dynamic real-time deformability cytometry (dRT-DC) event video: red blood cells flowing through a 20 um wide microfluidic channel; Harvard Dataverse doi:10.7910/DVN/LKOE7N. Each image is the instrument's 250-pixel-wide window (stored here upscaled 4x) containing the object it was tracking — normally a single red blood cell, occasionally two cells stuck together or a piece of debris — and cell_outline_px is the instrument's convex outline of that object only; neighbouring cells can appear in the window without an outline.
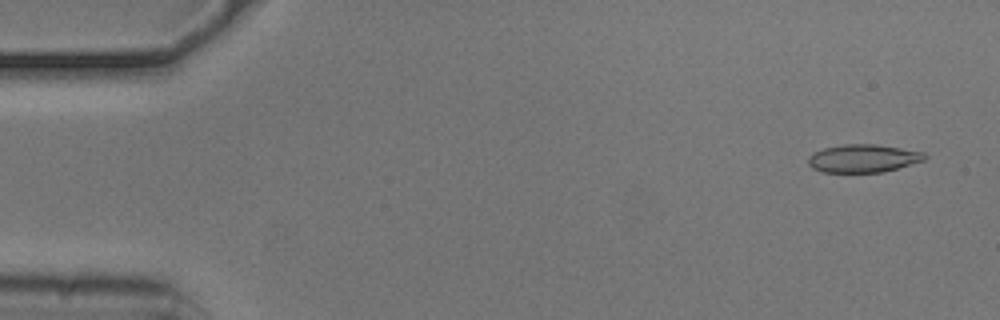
{"species": "common noctule bat (a hibernating species)", "species_latin": "Nyctalus noctula", "temperature_condition": "cold", "stored_images_in_passage": 11, "camera_frame_rate_fps": 3000, "um_per_image_px": 0.085, "animal": {"sex": "male", "body_mass_g": 20.5, "forearm_length_mm": 52.5}, "frame": {"image": 1, "passage_image": 2, "time_ms": 0.333, "image_size_px": [1000, 320], "cell_outline_px": [[928, 156], [924, 160], [884, 172], [820, 172], [812, 168], [808, 164], [808, 156], [812, 152], [824, 148], [844, 144], [872, 144], [900, 148], [924, 152]], "centroid_in_image_um": [73.33, 13.46], "position_along_channel_um": 11.7, "area_um2": 19.02}}